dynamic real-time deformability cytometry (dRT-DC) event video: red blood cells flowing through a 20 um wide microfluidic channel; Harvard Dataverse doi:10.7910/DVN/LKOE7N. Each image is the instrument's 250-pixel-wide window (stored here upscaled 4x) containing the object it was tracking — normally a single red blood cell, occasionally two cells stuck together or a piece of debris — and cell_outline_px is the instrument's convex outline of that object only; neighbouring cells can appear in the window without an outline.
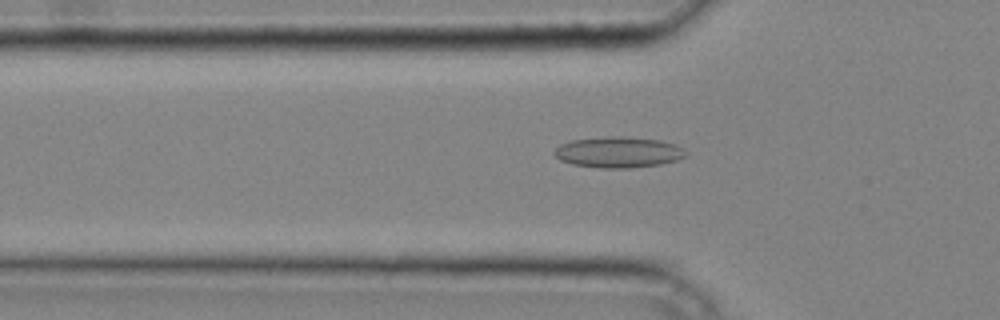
{"species": "common noctule bat (a hibernating species)", "species_latin": "Nyctalus noctula", "temperature_condition": "cold", "stored_images_in_passage": 39, "camera_frame_rate_fps": 3000, "um_per_image_px": 0.085, "animal": {"sex": "male", "body_mass_g": 20.4}, "frame": {"image": 1, "passage_image": 13, "time_ms": 4.0, "image_size_px": [1000, 320], "cell_outline_px": [[688, 152], [684, 156], [676, 160], [660, 164], [628, 168], [604, 168], [572, 164], [560, 160], [552, 152], [560, 144], [572, 140], [612, 136], [620, 136], [660, 140], [672, 144]], "centroid_in_image_um": [52.52, 12.94], "position_along_channel_um": 73.3, "area_um2": 23.35}}
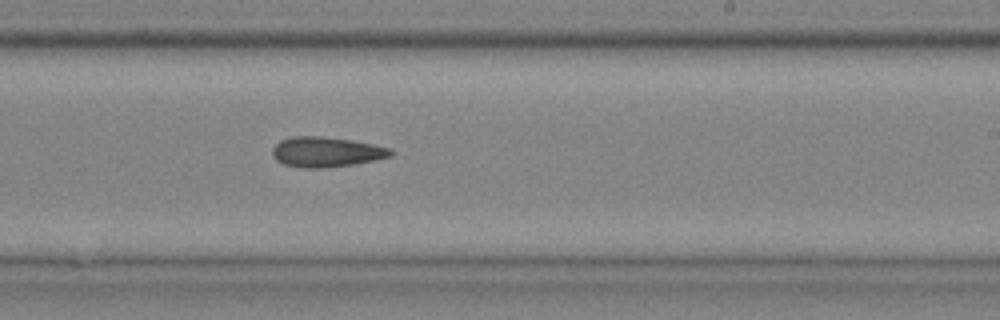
{"frame": {"image": 2, "passage_image": 25, "time_ms": 8.0, "image_size_px": [1000, 320], "cell_outline_px": [[392, 156], [352, 164], [320, 168], [304, 168], [284, 164], [276, 160], [272, 156], [272, 148], [280, 140], [292, 136], [320, 136], [352, 140], [392, 148]], "centroid_in_image_um": [27.69, 12.9], "position_along_channel_um": 261.3, "area_um2": 20.63}}
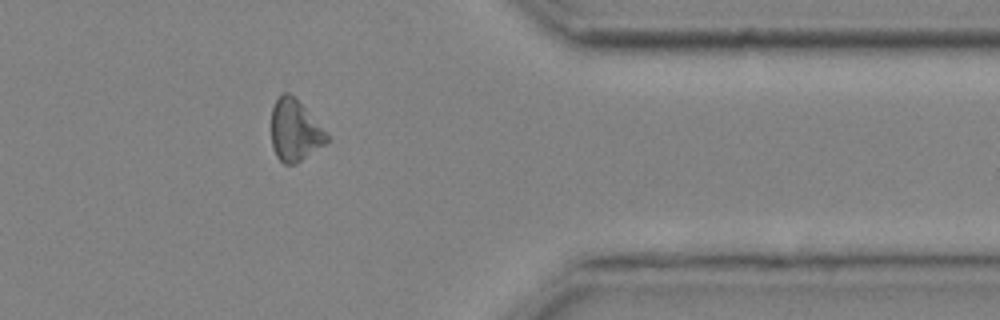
{"frame": {"image": 3, "passage_image": 34, "time_ms": 11.0, "image_size_px": [1000, 320], "cell_outline_px": [[328, 140], [324, 144], [296, 164], [284, 164], [276, 156], [272, 144], [272, 108], [276, 100], [284, 92], [288, 92], [304, 108], [328, 136]], "centroid_in_image_um": [25.02, 11.13], "position_along_channel_um": 386.4, "area_um2": 19.13}}